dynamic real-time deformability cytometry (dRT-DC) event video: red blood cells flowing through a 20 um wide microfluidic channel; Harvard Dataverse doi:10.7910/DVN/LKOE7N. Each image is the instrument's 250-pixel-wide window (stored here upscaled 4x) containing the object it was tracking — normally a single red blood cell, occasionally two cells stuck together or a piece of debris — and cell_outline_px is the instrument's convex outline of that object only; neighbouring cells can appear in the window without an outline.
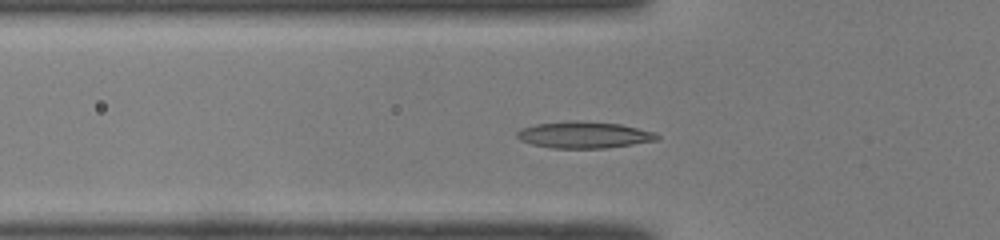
{"species": "common noctule bat (a hibernating species)", "species_latin": "Nyctalus noctula", "temperature_condition": "room temperature", "stored_images_in_passage": 47, "camera_frame_rate_fps": 3000, "um_per_image_px": 0.085, "animal": {"sex": "male", "body_mass_g": 19.0, "forearm_length_mm": 50.8}, "frame": {"image": 1, "passage_image": 13, "time_ms": 4.0, "image_size_px": [1000, 240], "cell_outline_px": [[660, 136], [656, 140], [632, 144], [604, 148], [552, 148], [532, 144], [520, 140], [516, 136], [516, 132], [520, 128], [536, 124], [572, 120], [576, 120], [620, 124], [656, 132]], "centroid_in_image_um": [49.61, 11.46], "position_along_channel_um": 76.2, "area_um2": 21.68}}
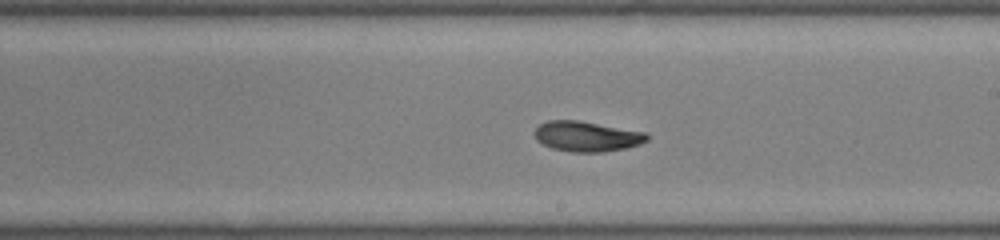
{"frame": {"image": 2, "passage_image": 25, "time_ms": 8.0, "image_size_px": [1000, 240], "cell_outline_px": [[648, 140], [640, 144], [624, 148], [604, 152], [572, 152], [552, 148], [536, 140], [536, 128], [540, 124], [548, 120], [576, 120], [648, 132]], "centroid_in_image_um": [49.91, 11.59], "position_along_channel_um": 239.1, "area_um2": 19.71}}
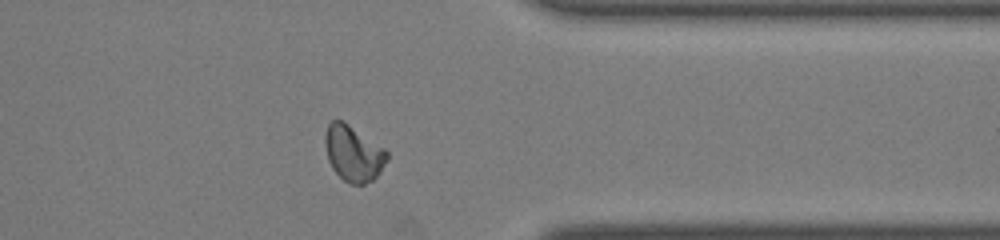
{"frame": {"image": 3, "passage_image": 36, "time_ms": 11.667, "image_size_px": [1000, 240], "cell_outline_px": [[388, 160], [380, 172], [372, 180], [364, 184], [348, 184], [332, 168], [328, 160], [324, 144], [324, 136], [328, 124], [332, 120], [340, 120], [348, 124], [384, 148], [388, 152]], "centroid_in_image_um": [30.03, 13.05], "position_along_channel_um": 381.4, "area_um2": 20.06}, "authors_computed_cell_mechanics": {"area_um2": 19.652, "velocity_mm_per_s": 4.0874, "shape_relaxation_time_tau1_ms": 3.9719, "shape_relaxation_time_tau2_ms": 3.0175, "deformation_change_tau1": 0.1564, "deformation_change_tau2": 0.07}}